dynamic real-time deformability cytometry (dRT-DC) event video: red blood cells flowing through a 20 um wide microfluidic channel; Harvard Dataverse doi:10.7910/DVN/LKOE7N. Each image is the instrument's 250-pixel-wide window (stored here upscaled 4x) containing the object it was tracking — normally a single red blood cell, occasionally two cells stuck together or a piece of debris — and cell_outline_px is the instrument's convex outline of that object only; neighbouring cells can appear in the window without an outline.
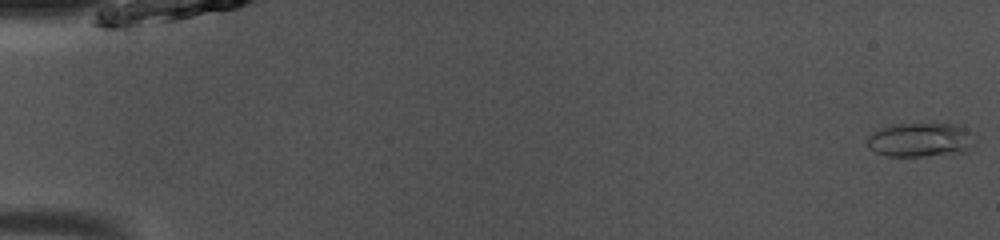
{"species": "common noctule bat (a hibernating species)", "species_latin": "Nyctalus noctula", "temperature_condition": "room temperature", "stored_images_in_passage": 49, "camera_frame_rate_fps": 3000, "um_per_image_px": 0.085, "animal": {"sex": "male", "body_mass_g": 13.0, "forearm_length_mm": 53.1}, "frame": {"image": 1, "passage_image": 1, "time_ms": 0.0, "image_size_px": [1000, 240], "cell_outline_px": [[972, 144], [964, 152], [924, 156], [888, 156], [876, 152], [868, 144], [868, 136], [872, 132], [880, 128], [892, 124], [956, 124], [964, 128]], "centroid_in_image_um": [78.15, 11.89], "position_along_channel_um": 6.9, "area_um2": 20.75}}
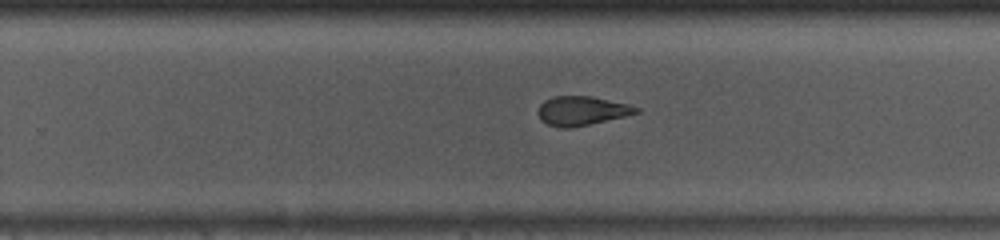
{"frame": {"image": 2, "passage_image": 32, "time_ms": 10.333, "image_size_px": [1000, 240], "cell_outline_px": [[640, 112], [624, 116], [588, 124], [568, 128], [560, 128], [548, 124], [540, 120], [536, 112], [540, 104], [544, 100], [552, 96], [592, 96], [628, 104], [640, 108]], "centroid_in_image_um": [49.4, 9.4], "position_along_channel_um": 280.4, "area_um2": 16.65}}
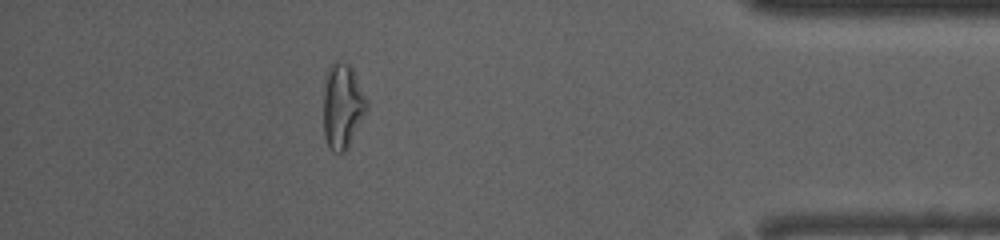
{"frame": {"image": 3, "passage_image": 44, "time_ms": 14.333, "image_size_px": [1000, 240], "cell_outline_px": [[368, 108], [348, 148], [344, 152], [332, 152], [328, 148], [324, 136], [324, 92], [328, 72], [332, 64], [336, 60], [348, 64], [352, 68], [368, 100]], "centroid_in_image_um": [29.13, 9.06], "position_along_channel_um": 406.1, "area_um2": 21.33}, "authors_computed_cell_mechanics": {"area_um2": 18.6116, "velocity_mm_per_s": 4.1027, "shape_relaxation_time_tau1_ms": 4.8072, "shape_relaxation_time_tau2_ms": 2.274, "deformation_change_tau1": 0.156, "deformation_change_tau2": 0.1057}}